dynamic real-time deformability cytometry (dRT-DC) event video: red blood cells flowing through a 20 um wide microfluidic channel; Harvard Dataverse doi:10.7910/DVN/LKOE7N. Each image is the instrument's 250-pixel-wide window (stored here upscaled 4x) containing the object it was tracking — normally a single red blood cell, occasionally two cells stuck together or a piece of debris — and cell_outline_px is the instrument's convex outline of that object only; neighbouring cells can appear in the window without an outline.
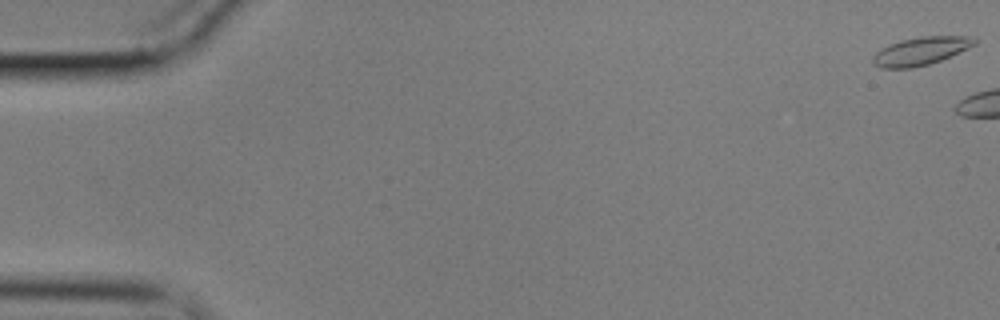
{"species": "common noctule bat (a hibernating species)", "species_latin": "Nyctalus noctula", "temperature_condition": "cold", "stored_images_in_passage": 6, "camera_frame_rate_fps": 3000, "um_per_image_px": 0.085, "animal": {"sex": "male", "body_mass_g": 17.9}, "frame": {"image": 1, "passage_image": 1, "time_ms": 0.0, "image_size_px": [1000, 320], "cell_outline_px": [[976, 44], [968, 48], [940, 60], [928, 64], [912, 68], [880, 68], [872, 64], [872, 56], [876, 52], [888, 44], [900, 40], [920, 36], [968, 36], [976, 40]], "centroid_in_image_um": [78.2, 4.34], "position_along_channel_um": 6.8, "area_um2": 16.59}}